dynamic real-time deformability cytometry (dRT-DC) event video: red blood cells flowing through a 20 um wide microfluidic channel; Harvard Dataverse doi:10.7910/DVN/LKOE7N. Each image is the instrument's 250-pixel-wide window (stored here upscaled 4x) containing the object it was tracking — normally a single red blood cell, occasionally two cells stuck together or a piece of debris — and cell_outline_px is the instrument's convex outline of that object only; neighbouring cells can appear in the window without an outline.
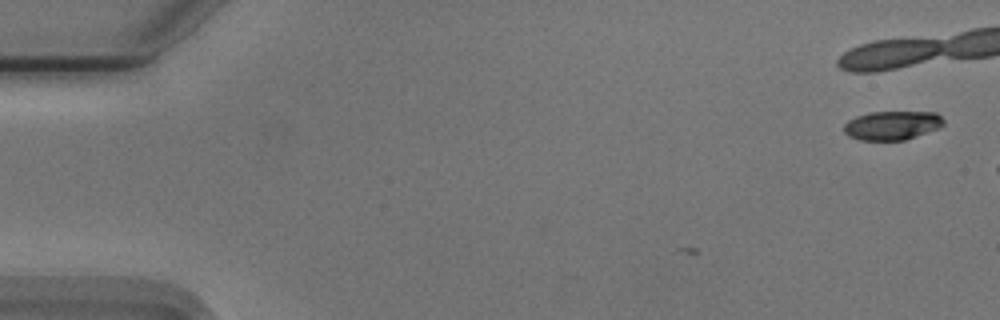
{"species": "Egyptian fruit bat (a non-hibernating species)", "species_latin": "Rousettus aegyptiacus", "temperature_condition": "cold", "stored_images_in_passage": 4, "camera_frame_rate_fps": 3000, "um_per_image_px": 0.085, "animal": {"sex": "male"}, "frame": {"image": 1, "passage_image": 4, "time_ms": 1.0, "image_size_px": [1000, 320], "cell_outline_px": [[944, 124], [940, 128], [904, 140], [860, 140], [848, 136], [844, 132], [844, 124], [848, 120], [856, 116], [868, 112], [936, 112], [944, 120]], "centroid_in_image_um": [75.82, 10.65], "position_along_channel_um": 9.2, "area_um2": 16.88}}